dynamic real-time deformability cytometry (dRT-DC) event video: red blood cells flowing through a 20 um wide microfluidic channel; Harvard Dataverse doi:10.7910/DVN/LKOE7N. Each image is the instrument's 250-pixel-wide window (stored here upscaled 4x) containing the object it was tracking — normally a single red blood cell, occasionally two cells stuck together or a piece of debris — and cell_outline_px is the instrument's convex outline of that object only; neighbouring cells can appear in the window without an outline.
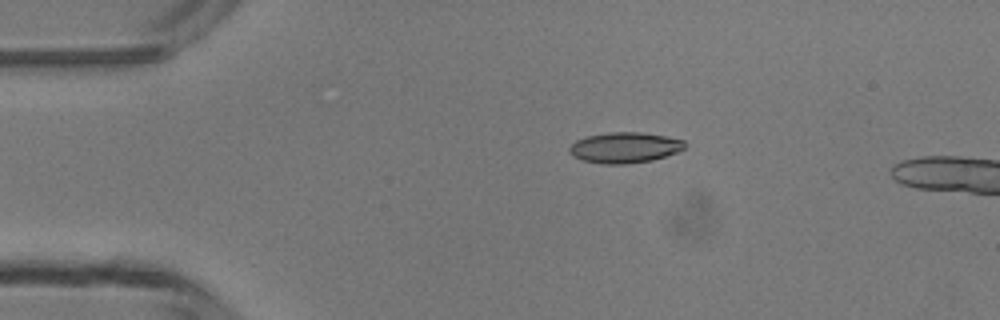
{"species": "common noctule bat (a hibernating species)", "species_latin": "Nyctalus noctula", "temperature_condition": "room temperature", "stored_images_in_passage": 4, "camera_frame_rate_fps": 3000, "um_per_image_px": 0.085, "animal": {"sex": "male", "body_mass_g": 13.3}, "frame": {"image": 1, "passage_image": 2, "time_ms": 2.0, "image_size_px": [1000, 320], "cell_outline_px": [[688, 144], [684, 148], [676, 152], [652, 160], [624, 164], [604, 164], [580, 160], [572, 156], [568, 152], [568, 148], [576, 140], [584, 136], [608, 132], [644, 132], [684, 140]], "centroid_in_image_um": [53.05, 12.54], "position_along_channel_um": 31.9, "area_um2": 20.81}}